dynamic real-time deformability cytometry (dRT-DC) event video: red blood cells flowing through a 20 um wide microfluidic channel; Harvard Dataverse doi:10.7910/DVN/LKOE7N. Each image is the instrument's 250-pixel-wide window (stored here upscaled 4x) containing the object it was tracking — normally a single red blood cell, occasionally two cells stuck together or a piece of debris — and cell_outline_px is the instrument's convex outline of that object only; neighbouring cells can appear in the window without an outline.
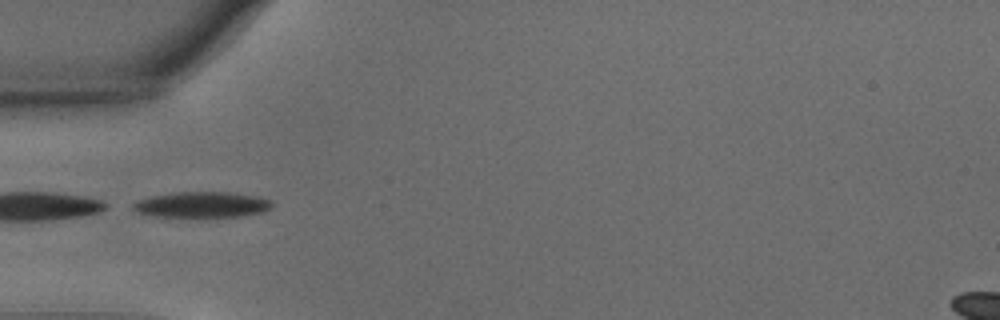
{"species": "common noctule bat (a hibernating species)", "species_latin": "Nyctalus noctula", "temperature_condition": "warm", "stored_images_in_passage": 35, "camera_frame_rate_fps": 3000, "um_per_image_px": 0.085, "animal": {"sex": "male", "body_mass_g": 15.6}, "frame": {"image": 1, "passage_image": 1, "time_ms": 0.0, "image_size_px": [1000, 320], "cell_outline_px": [[272, 208], [264, 212], [240, 216], [156, 216], [136, 212], [132, 208], [132, 204], [140, 200], [152, 196], [172, 192], [228, 192], [260, 196], [268, 200], [272, 204]], "centroid_in_image_um": [17.19, 17.38], "position_along_channel_um": 67.8, "area_um2": 20.63}}
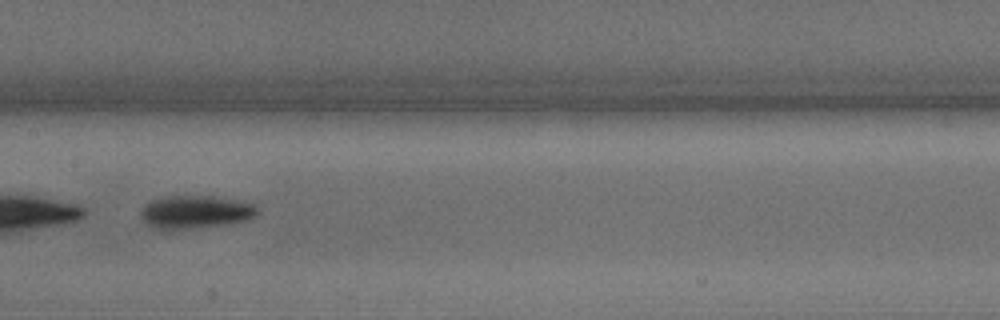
{"frame": {"image": 2, "passage_image": 11, "time_ms": 3.333, "image_size_px": [1000, 320], "cell_outline_px": [[260, 212], [256, 216], [248, 220], [232, 224], [188, 228], [152, 228], [140, 216], [140, 212], [152, 200], [164, 196], [212, 196], [252, 204]], "centroid_in_image_um": [16.64, 18.02], "position_along_channel_um": 190.8, "area_um2": 22.02}, "authors_computed_cell_mechanics": {"area_um2": 20.6346, "velocity_mm_per_s": 3.6711, "shape_relaxation_time_tau1_ms": 2.818, "shape_relaxation_time_tau2_ms": null, "deformation_change_tau1": 0.1534, "deformation_change_tau2": null}}